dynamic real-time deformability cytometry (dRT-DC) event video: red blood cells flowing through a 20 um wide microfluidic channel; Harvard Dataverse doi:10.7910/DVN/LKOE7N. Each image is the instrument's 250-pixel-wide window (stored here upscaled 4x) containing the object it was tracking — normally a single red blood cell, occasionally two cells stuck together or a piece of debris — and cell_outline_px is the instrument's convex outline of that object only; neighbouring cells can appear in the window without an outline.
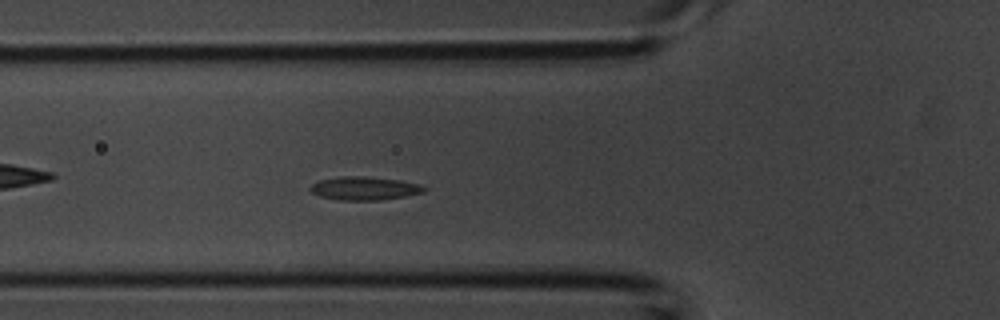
{"species": "common noctule bat (a hibernating species)", "species_latin": "Nyctalus noctula", "temperature_condition": "room temperature", "stored_images_in_passage": 41, "camera_frame_rate_fps": 3000, "um_per_image_px": 0.085, "animal": {"sex": "male", "body_mass_g": 20.1, "forearm_length_mm": 53.5}, "frame": {"image": 1, "passage_image": 12, "time_ms": 3.667, "image_size_px": [1000, 320], "cell_outline_px": [[428, 188], [424, 192], [404, 196], [380, 200], [340, 200], [320, 196], [312, 192], [308, 188], [312, 184], [320, 180], [340, 176], [364, 176], [400, 180], [420, 184]], "centroid_in_image_um": [30.98, 16.0], "position_along_channel_um": 94.8, "area_um2": 15.49}}
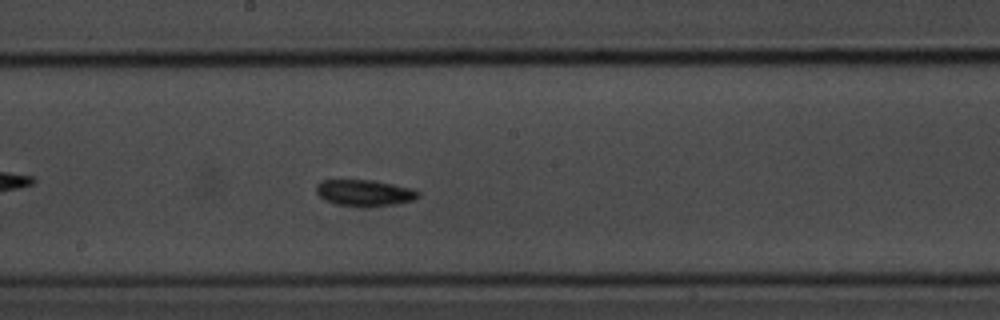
{"frame": {"image": 2, "passage_image": 20, "time_ms": 6.333, "image_size_px": [1000, 320], "cell_outline_px": [[420, 196], [412, 200], [396, 204], [368, 208], [336, 204], [324, 200], [316, 192], [316, 184], [320, 180], [368, 180], [392, 184], [408, 188], [420, 192]], "centroid_in_image_um": [30.94, 16.41], "position_along_channel_um": 217.3, "area_um2": 15.72}}
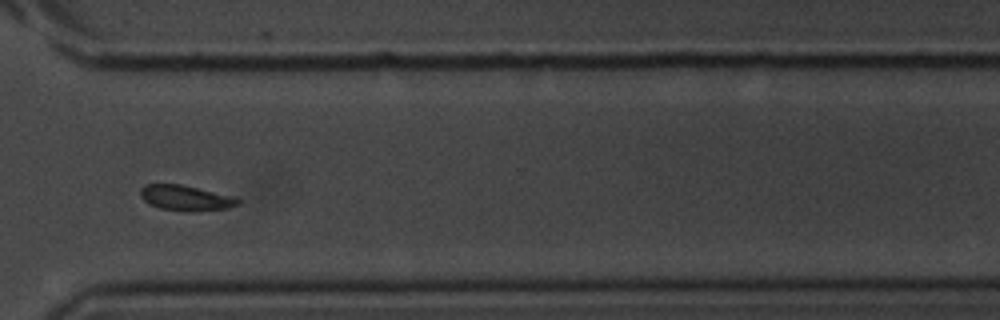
{"frame": {"image": 3, "passage_image": 29, "time_ms": 9.333, "image_size_px": [1000, 320], "cell_outline_px": [[240, 204], [228, 208], [196, 212], [184, 212], [160, 208], [144, 200], [140, 196], [140, 188], [144, 184], [180, 184], [236, 196], [240, 200]], "centroid_in_image_um": [15.83, 16.83], "position_along_channel_um": 354.8, "area_um2": 14.68}}